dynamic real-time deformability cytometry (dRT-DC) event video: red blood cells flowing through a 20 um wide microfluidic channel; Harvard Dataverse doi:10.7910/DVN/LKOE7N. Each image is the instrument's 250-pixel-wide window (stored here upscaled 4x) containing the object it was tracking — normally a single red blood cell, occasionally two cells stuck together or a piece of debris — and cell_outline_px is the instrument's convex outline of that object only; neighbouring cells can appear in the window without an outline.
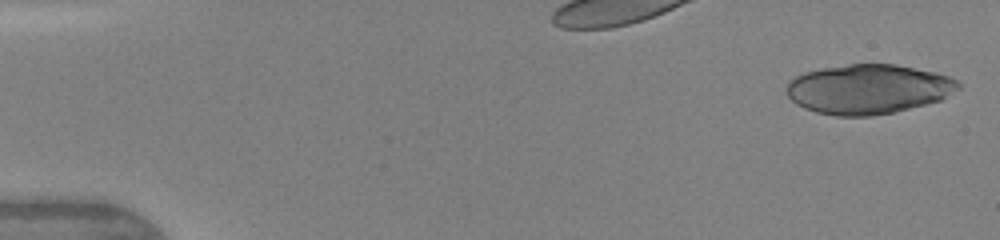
{"species": "human", "species_latin": "Homo sapiens", "temperature_condition": "warm", "stored_images_in_passage": 4, "camera_frame_rate_fps": 3000, "um_per_image_px": 0.085, "donor": {"sex": "female"}, "frame": {"image": 1, "passage_image": 1, "time_ms": 0.0, "image_size_px": [1000, 240], "cell_outline_px": [[960, 88], [940, 100], [892, 112], [872, 116], [836, 116], [816, 112], [804, 108], [796, 104], [788, 96], [788, 80], [804, 72], [824, 68], [848, 64], [896, 64], [936, 72], [948, 76], [956, 80], [960, 84]], "centroid_in_image_um": [73.79, 7.57], "position_along_channel_um": 11.2, "area_um2": 49.42}}
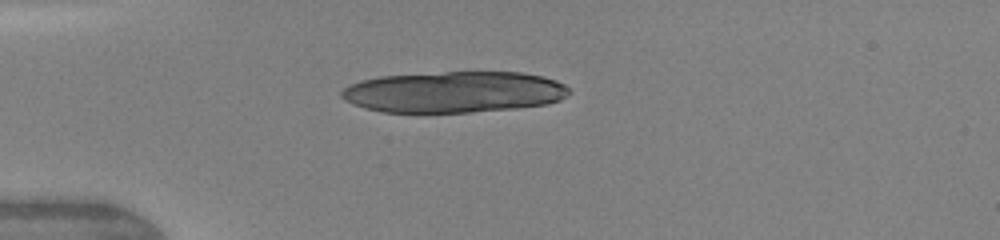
{"frame": {"image": 2, "passage_image": 4, "time_ms": 3.667, "image_size_px": [1000, 240], "cell_outline_px": [[572, 92], [560, 100], [548, 104], [516, 108], [472, 112], [380, 112], [364, 108], [352, 104], [344, 100], [340, 96], [340, 92], [348, 84], [360, 80], [380, 76], [444, 72], [520, 72], [540, 76], [556, 80], [564, 84]], "centroid_in_image_um": [38.56, 7.82], "position_along_channel_um": 46.4, "area_um2": 54.97}}